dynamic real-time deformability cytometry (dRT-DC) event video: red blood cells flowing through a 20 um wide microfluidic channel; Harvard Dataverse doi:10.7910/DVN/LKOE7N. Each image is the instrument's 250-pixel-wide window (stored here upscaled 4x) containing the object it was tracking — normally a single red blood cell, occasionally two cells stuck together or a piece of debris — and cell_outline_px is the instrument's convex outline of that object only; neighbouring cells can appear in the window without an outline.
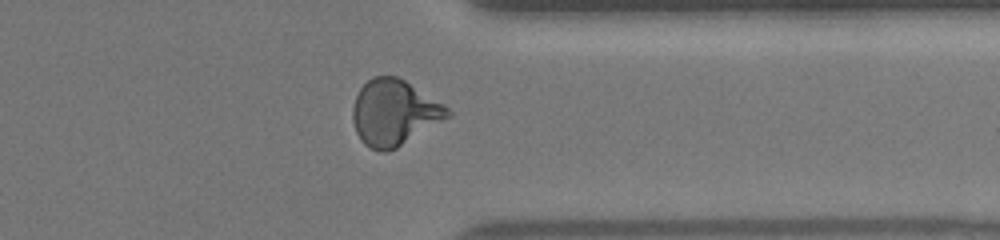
{"species": "human", "species_latin": "Homo sapiens", "temperature_condition": "warm", "stored_images_in_passage": 36, "camera_frame_rate_fps": 3000, "um_per_image_px": 0.085, "donor": {"sex": "female"}, "frame": {"image": 1, "passage_image": 26, "time_ms": 8.333, "image_size_px": [1000, 240], "cell_outline_px": [[452, 116], [396, 148], [388, 152], [380, 152], [364, 144], [360, 140], [356, 132], [352, 120], [352, 108], [356, 96], [360, 88], [372, 76], [396, 76], [404, 80], [444, 104], [452, 112]], "centroid_in_image_um": [33.5, 9.58], "position_along_channel_um": 377.9, "area_um2": 36.41}}